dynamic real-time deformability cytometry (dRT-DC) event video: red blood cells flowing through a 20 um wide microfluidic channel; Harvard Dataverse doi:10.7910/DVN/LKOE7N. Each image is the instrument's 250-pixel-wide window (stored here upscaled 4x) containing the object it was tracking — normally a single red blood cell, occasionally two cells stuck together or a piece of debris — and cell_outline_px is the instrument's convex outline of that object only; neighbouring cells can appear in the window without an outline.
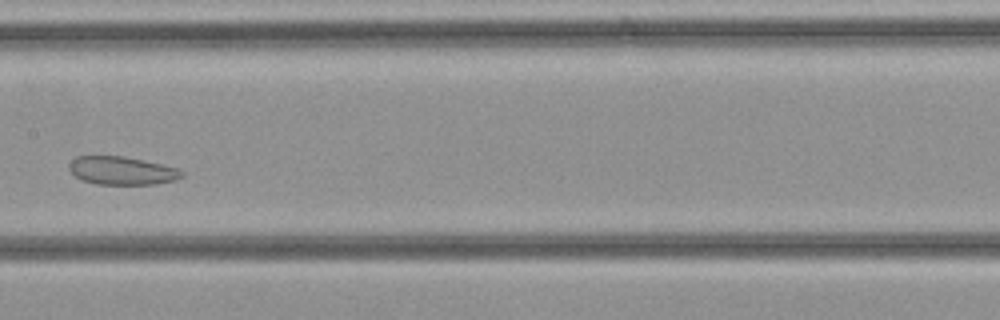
{"species": "common noctule bat (a hibernating species)", "species_latin": "Nyctalus noctula", "temperature_condition": "cold", "stored_images_in_passage": 32, "camera_frame_rate_fps": 3000, "um_per_image_px": 0.085, "animal": {"sex": "female", "body_mass_g": 21.9}, "frame": {"image": 1, "passage_image": 14, "time_ms": 4.333, "image_size_px": [1000, 320], "cell_outline_px": [[184, 176], [176, 180], [156, 184], [96, 184], [84, 180], [76, 176], [68, 168], [68, 164], [76, 156], [124, 156], [144, 160], [180, 168], [184, 172]], "centroid_in_image_um": [10.41, 14.5], "position_along_channel_um": 197.0, "area_um2": 18.61}}
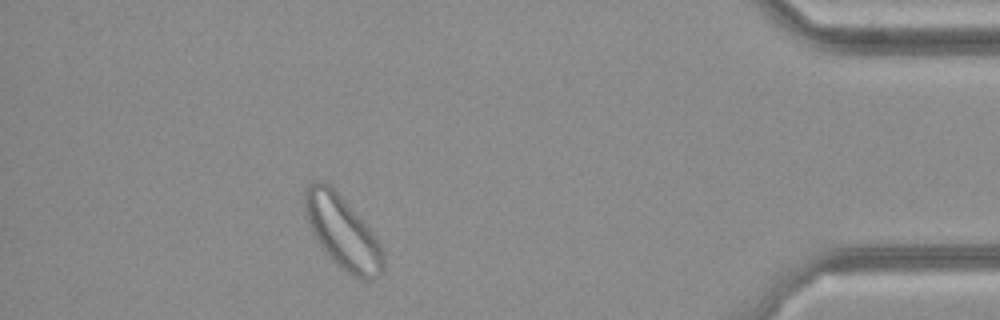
{"frame": {"image": 2, "passage_image": 28, "time_ms": 9.0, "image_size_px": [1000, 320], "cell_outline_px": [[384, 268], [380, 276], [372, 280], [360, 280], [352, 276], [336, 264], [332, 260], [320, 244], [312, 232], [304, 212], [304, 196], [308, 184], [312, 180], [324, 180], [344, 200], [368, 228], [380, 244], [384, 252]], "centroid_in_image_um": [29.11, 19.77], "position_along_channel_um": 406.1, "area_um2": 32.95}}